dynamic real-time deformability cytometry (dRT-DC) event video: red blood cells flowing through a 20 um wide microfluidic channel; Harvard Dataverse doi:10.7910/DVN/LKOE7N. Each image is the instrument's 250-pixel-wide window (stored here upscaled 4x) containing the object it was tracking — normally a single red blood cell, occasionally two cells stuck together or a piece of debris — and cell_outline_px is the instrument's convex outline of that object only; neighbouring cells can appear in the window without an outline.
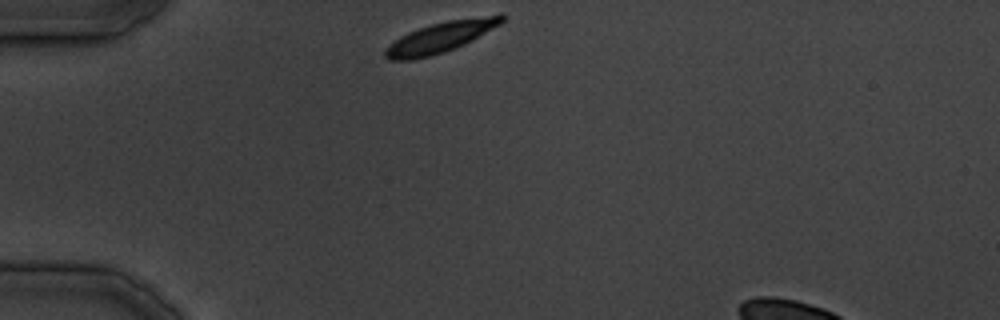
{"species": "common noctule bat (a hibernating species)", "species_latin": "Nyctalus noctula", "temperature_condition": "cold", "stored_images_in_passage": 25, "camera_frame_rate_fps": 3000, "um_per_image_px": 0.085, "animal": {"sex": "male", "body_mass_g": 19.5, "forearm_length_mm": 54.6}, "frame": {"image": 1, "passage_image": 1, "time_ms": 0.0, "image_size_px": [1000, 320], "cell_outline_px": [[508, 16], [500, 24], [472, 40], [456, 48], [432, 56], [412, 60], [388, 60], [384, 56], [384, 48], [388, 44], [400, 36], [408, 32], [432, 24], [448, 20], [500, 12]], "centroid_in_image_um": [37.48, 3.14], "position_along_channel_um": 47.5, "area_um2": 21.21}}
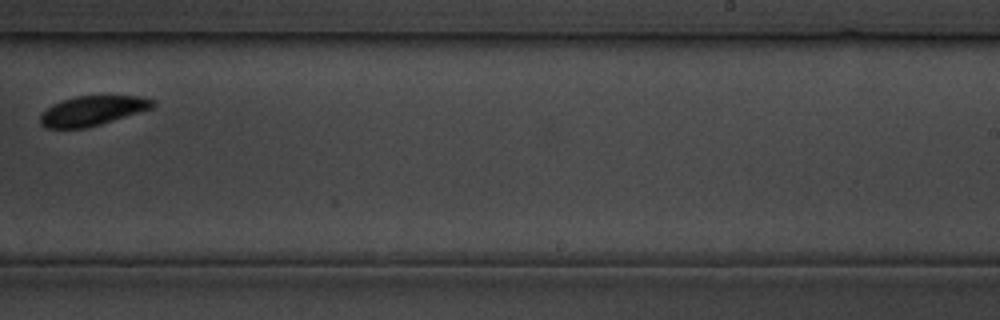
{"frame": {"image": 2, "passage_image": 16, "time_ms": 18.333, "image_size_px": [1000, 320], "cell_outline_px": [[156, 104], [152, 108], [100, 124], [84, 128], [44, 128], [40, 124], [40, 116], [52, 104], [76, 96], [140, 96], [156, 100]], "centroid_in_image_um": [7.86, 9.41], "position_along_channel_um": 281.1, "area_um2": 19.25}}
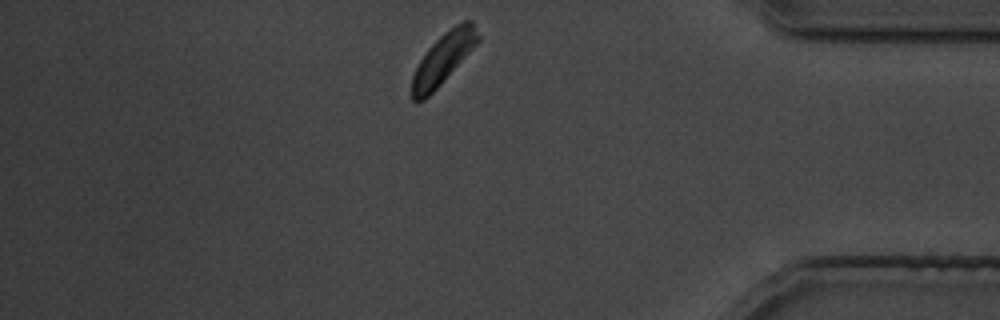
{"frame": {"image": 3, "passage_image": 24, "time_ms": 28.333, "image_size_px": [1000, 320], "cell_outline_px": [[480, 40], [440, 84], [424, 100], [412, 100], [412, 76], [420, 60], [428, 48], [444, 32], [456, 24], [464, 20], [472, 20], [480, 36]], "centroid_in_image_um": [37.68, 4.93], "position_along_channel_um": 397.5, "area_um2": 19.07}}